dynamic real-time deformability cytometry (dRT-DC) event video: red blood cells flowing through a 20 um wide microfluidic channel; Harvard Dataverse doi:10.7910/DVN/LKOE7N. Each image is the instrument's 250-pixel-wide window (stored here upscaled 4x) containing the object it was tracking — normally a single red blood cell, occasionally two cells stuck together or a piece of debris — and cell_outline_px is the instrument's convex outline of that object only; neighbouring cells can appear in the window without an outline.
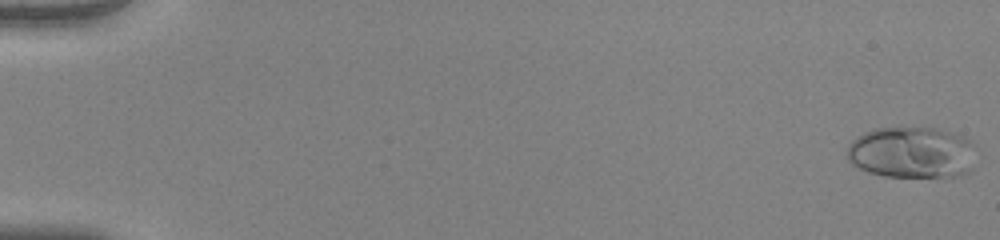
{"species": "human", "species_latin": "Homo sapiens", "temperature_condition": "warm", "stored_images_in_passage": 5, "camera_frame_rate_fps": 3000, "um_per_image_px": 0.085, "donor": {"sex": "female"}, "frame": {"image": 1, "passage_image": 1, "time_ms": 0.0, "image_size_px": [1000, 240], "cell_outline_px": [[976, 144], [972, 168], [964, 176], [884, 176], [868, 172], [852, 164], [848, 160], [848, 144], [856, 136], [864, 132], [876, 128], [936, 128], [952, 132], [964, 136], [972, 140]], "centroid_in_image_um": [77.55, 12.95], "position_along_channel_um": 7.5, "area_um2": 39.07}}